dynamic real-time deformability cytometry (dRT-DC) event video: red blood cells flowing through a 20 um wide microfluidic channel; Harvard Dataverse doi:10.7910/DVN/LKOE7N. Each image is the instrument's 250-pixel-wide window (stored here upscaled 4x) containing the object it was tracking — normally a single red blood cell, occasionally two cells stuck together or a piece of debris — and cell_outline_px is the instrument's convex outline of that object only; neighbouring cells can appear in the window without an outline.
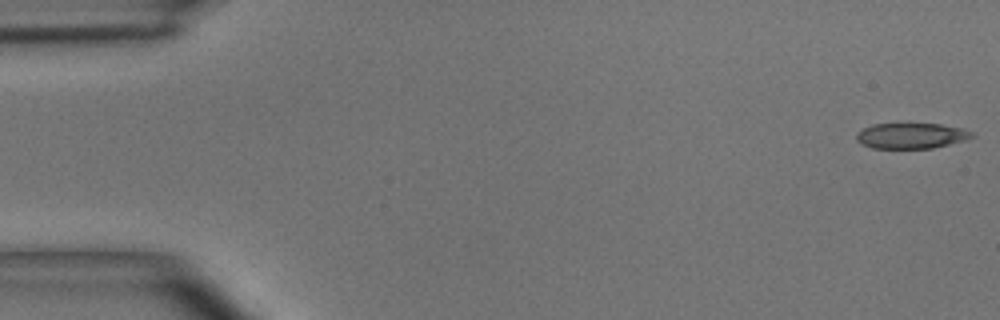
{"species": "common noctule bat (a hibernating species)", "species_latin": "Nyctalus noctula", "temperature_condition": "room temperature", "stored_images_in_passage": 49, "camera_frame_rate_fps": 3000, "um_per_image_px": 0.085, "animal": {"sex": "male", "body_mass_g": 15.6}, "frame": {"image": 1, "passage_image": 1, "time_ms": 0.0, "image_size_px": [1000, 320], "cell_outline_px": [[976, 136], [964, 140], [932, 148], [872, 148], [856, 140], [856, 132], [872, 124], [940, 124], [964, 128], [976, 132]], "centroid_in_image_um": [77.5, 11.53], "position_along_channel_um": 7.5, "area_um2": 17.22}}
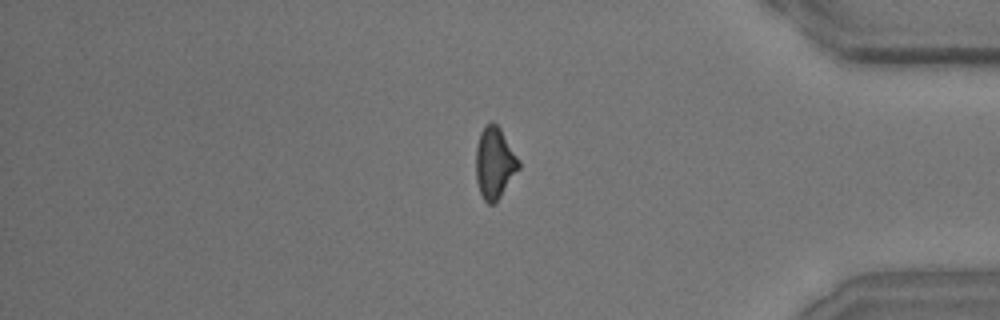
{"frame": {"image": 2, "passage_image": 41, "time_ms": 13.333, "image_size_px": [1000, 320], "cell_outline_px": [[520, 168], [500, 196], [492, 204], [488, 204], [484, 200], [480, 192], [476, 180], [476, 148], [480, 132], [492, 120], [500, 128], [520, 160]], "centroid_in_image_um": [42.04, 13.84], "position_along_channel_um": 393.2, "area_um2": 17.69}}
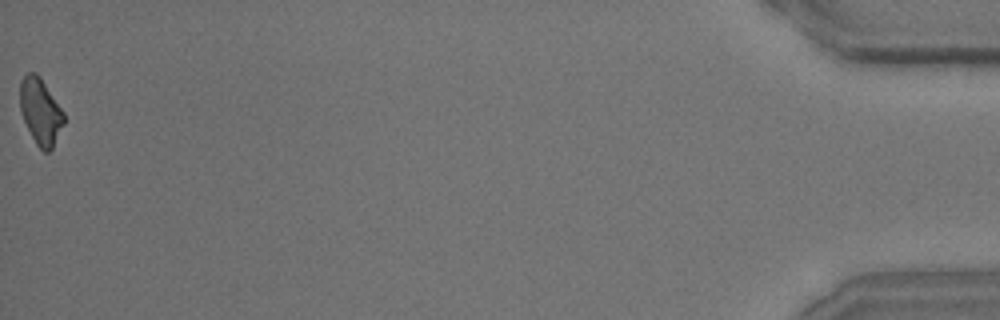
{"frame": {"image": 3, "passage_image": 49, "time_ms": 16.0, "image_size_px": [1000, 320], "cell_outline_px": [[64, 124], [52, 148], [48, 152], [44, 152], [36, 144], [24, 120], [20, 108], [20, 80], [28, 72], [36, 72], [40, 76], [64, 112]], "centroid_in_image_um": [3.44, 9.45], "position_along_channel_um": 431.8, "area_um2": 16.82}, "authors_computed_cell_mechanics": {"area_um2": 18.2648, "velocity_mm_per_s": 4.0726, "shape_relaxation_time_tau1_ms": 6.6464, "shape_relaxation_time_tau2_ms": 4.6681, "deformation_change_tau1": 0.1613, "deformation_change_tau2": 0.138}}